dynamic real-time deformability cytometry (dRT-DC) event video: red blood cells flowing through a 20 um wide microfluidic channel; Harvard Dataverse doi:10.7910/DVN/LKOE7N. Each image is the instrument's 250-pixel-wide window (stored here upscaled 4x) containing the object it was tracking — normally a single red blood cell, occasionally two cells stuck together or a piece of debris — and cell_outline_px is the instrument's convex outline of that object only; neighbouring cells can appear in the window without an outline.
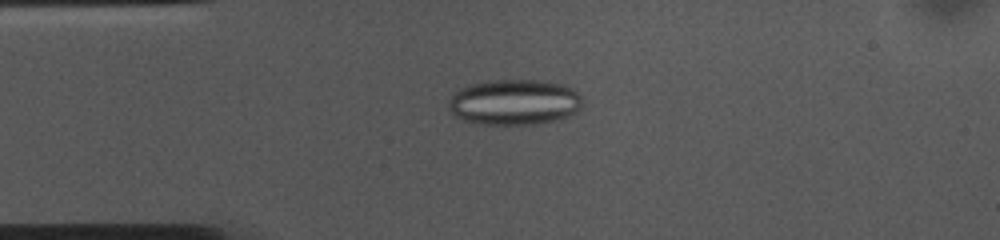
{"species": "common noctule bat (a hibernating species)", "species_latin": "Nyctalus noctula", "temperature_condition": "cold", "stored_images_in_passage": 53, "camera_frame_rate_fps": 3000, "um_per_image_px": 0.085, "animal": {"sex": "female", "body_mass_g": 10.0, "forearm_length_mm": 53.1}, "frame": {"image": 1, "passage_image": 12, "time_ms": 3.667, "image_size_px": [1000, 240], "cell_outline_px": [[584, 100], [580, 108], [576, 112], [560, 120], [532, 124], [480, 124], [464, 120], [456, 116], [448, 108], [448, 104], [452, 96], [460, 88], [472, 84], [488, 80], [544, 80], [564, 84], [572, 88]], "centroid_in_image_um": [43.76, 8.68], "position_along_channel_um": 41.2, "area_um2": 35.78}}
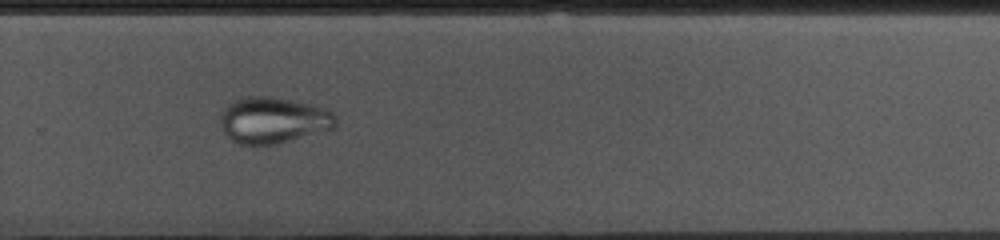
{"frame": {"image": 2, "passage_image": 35, "time_ms": 11.333, "image_size_px": [1000, 240], "cell_outline_px": [[336, 128], [276, 144], [240, 144], [232, 140], [224, 132], [220, 124], [220, 116], [224, 108], [228, 104], [236, 100], [248, 96], [272, 96], [312, 104], [328, 108], [336, 116]], "centroid_in_image_um": [23.26, 10.2], "position_along_channel_um": 306.5, "area_um2": 31.21}}
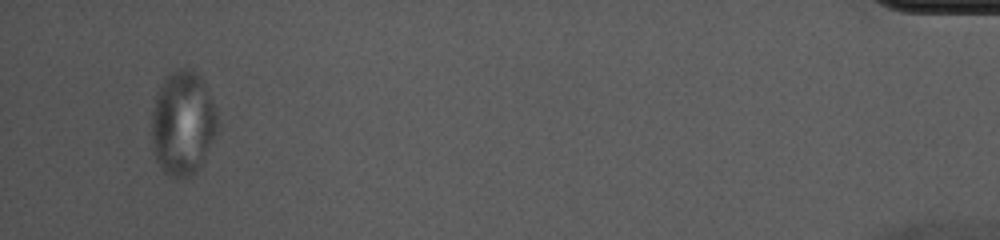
{"frame": {"image": 3, "passage_image": 51, "time_ms": 16.667, "image_size_px": [1000, 240], "cell_outline_px": [[220, 128], [200, 164], [188, 176], [180, 180], [176, 180], [168, 176], [164, 172], [156, 160], [152, 144], [152, 112], [156, 96], [160, 84], [172, 72], [180, 68], [188, 68], [200, 76], [204, 80], [216, 108], [220, 124]], "centroid_in_image_um": [15.56, 10.47], "position_along_channel_um": 419.6, "area_um2": 40.29}}